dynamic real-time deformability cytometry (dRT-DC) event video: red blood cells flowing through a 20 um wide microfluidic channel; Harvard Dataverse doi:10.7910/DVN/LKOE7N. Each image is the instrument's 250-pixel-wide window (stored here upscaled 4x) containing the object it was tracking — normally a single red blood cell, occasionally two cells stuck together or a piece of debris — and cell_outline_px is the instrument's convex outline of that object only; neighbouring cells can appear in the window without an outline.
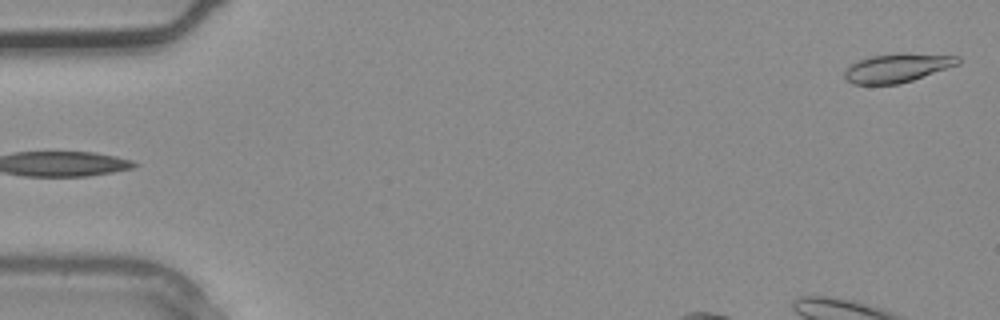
{"species": "common noctule bat (a hibernating species)", "species_latin": "Nyctalus noctula", "temperature_condition": "warm", "stored_images_in_passage": 2, "camera_frame_rate_fps": 3000, "um_per_image_px": 0.085, "animal": {"sex": "male", "body_mass_g": 20.4}, "frame": {"image": 1, "passage_image": 2, "time_ms": 0.333, "image_size_px": [1000, 320], "cell_outline_px": [[960, 64], [900, 84], [852, 84], [844, 76], [844, 68], [860, 60], [872, 56], [900, 52], [960, 56]], "centroid_in_image_um": [76.28, 5.76], "position_along_channel_um": 8.7, "area_um2": 19.07}}